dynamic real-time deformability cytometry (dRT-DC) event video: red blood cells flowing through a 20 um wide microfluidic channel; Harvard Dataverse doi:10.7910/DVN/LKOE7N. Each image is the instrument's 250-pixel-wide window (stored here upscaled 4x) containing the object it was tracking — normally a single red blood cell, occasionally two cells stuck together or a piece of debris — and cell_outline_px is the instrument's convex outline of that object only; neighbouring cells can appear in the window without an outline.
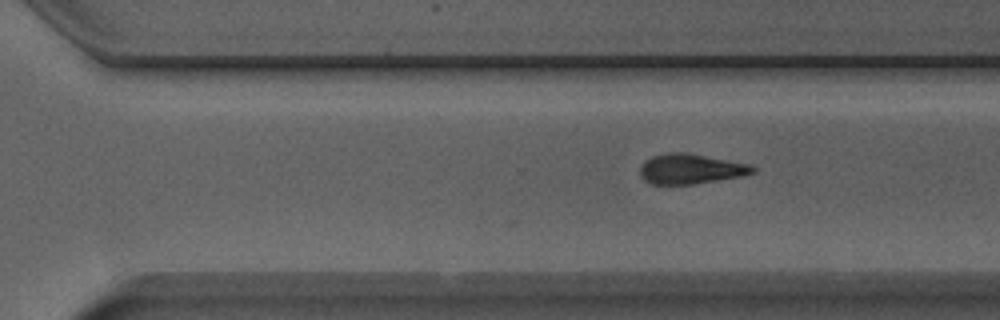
{"species": "Egyptian fruit bat (a non-hibernating species)", "species_latin": "Rousettus aegyptiacus", "temperature_condition": "room temperature", "stored_images_in_passage": 23, "camera_frame_rate_fps": 3000, "um_per_image_px": 0.085, "animal": {"sex": "male"}, "frame": {"image": 1, "passage_image": 23, "time_ms": 7.333, "image_size_px": [1000, 320], "cell_outline_px": [[756, 172], [744, 176], [692, 184], [652, 184], [644, 180], [640, 172], [640, 168], [644, 160], [652, 156], [668, 152], [688, 152], [748, 164], [756, 168]], "centroid_in_image_um": [58.71, 14.35], "position_along_channel_um": 311.9, "area_um2": 19.77}}